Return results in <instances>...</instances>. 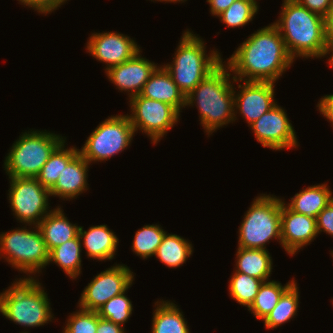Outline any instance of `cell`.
<instances>
[{"label": "cell", "mask_w": 333, "mask_h": 333, "mask_svg": "<svg viewBox=\"0 0 333 333\" xmlns=\"http://www.w3.org/2000/svg\"><path fill=\"white\" fill-rule=\"evenodd\" d=\"M239 45L227 58V63L224 61L235 83H276L295 61L287 51L281 33L273 24L259 28Z\"/></svg>", "instance_id": "obj_1"}, {"label": "cell", "mask_w": 333, "mask_h": 333, "mask_svg": "<svg viewBox=\"0 0 333 333\" xmlns=\"http://www.w3.org/2000/svg\"><path fill=\"white\" fill-rule=\"evenodd\" d=\"M233 82L235 79L223 61L186 96V108L195 104L200 125L208 137L235 122Z\"/></svg>", "instance_id": "obj_2"}, {"label": "cell", "mask_w": 333, "mask_h": 333, "mask_svg": "<svg viewBox=\"0 0 333 333\" xmlns=\"http://www.w3.org/2000/svg\"><path fill=\"white\" fill-rule=\"evenodd\" d=\"M280 16L272 23L296 58H322L326 47L324 17L311 12L296 0H283Z\"/></svg>", "instance_id": "obj_3"}, {"label": "cell", "mask_w": 333, "mask_h": 333, "mask_svg": "<svg viewBox=\"0 0 333 333\" xmlns=\"http://www.w3.org/2000/svg\"><path fill=\"white\" fill-rule=\"evenodd\" d=\"M42 285L38 278H16L8 289L0 293V313L25 328L52 322L54 314L50 299Z\"/></svg>", "instance_id": "obj_4"}, {"label": "cell", "mask_w": 333, "mask_h": 333, "mask_svg": "<svg viewBox=\"0 0 333 333\" xmlns=\"http://www.w3.org/2000/svg\"><path fill=\"white\" fill-rule=\"evenodd\" d=\"M173 61L164 64L185 97L222 62L218 49L207 54L206 44L198 34L186 29L182 33Z\"/></svg>", "instance_id": "obj_5"}, {"label": "cell", "mask_w": 333, "mask_h": 333, "mask_svg": "<svg viewBox=\"0 0 333 333\" xmlns=\"http://www.w3.org/2000/svg\"><path fill=\"white\" fill-rule=\"evenodd\" d=\"M66 137L47 130L22 132L4 160L8 177L36 178L53 151Z\"/></svg>", "instance_id": "obj_6"}, {"label": "cell", "mask_w": 333, "mask_h": 333, "mask_svg": "<svg viewBox=\"0 0 333 333\" xmlns=\"http://www.w3.org/2000/svg\"><path fill=\"white\" fill-rule=\"evenodd\" d=\"M282 198L271 194H260L254 198L244 213L238 228V247L267 250L270 240L281 241Z\"/></svg>", "instance_id": "obj_7"}, {"label": "cell", "mask_w": 333, "mask_h": 333, "mask_svg": "<svg viewBox=\"0 0 333 333\" xmlns=\"http://www.w3.org/2000/svg\"><path fill=\"white\" fill-rule=\"evenodd\" d=\"M1 257L11 267L27 275L21 278L35 279L47 266L49 259V251L39 227L25 225L0 233Z\"/></svg>", "instance_id": "obj_8"}, {"label": "cell", "mask_w": 333, "mask_h": 333, "mask_svg": "<svg viewBox=\"0 0 333 333\" xmlns=\"http://www.w3.org/2000/svg\"><path fill=\"white\" fill-rule=\"evenodd\" d=\"M134 135L135 130L127 114L111 115L90 133L79 153L90 164L105 162L126 150Z\"/></svg>", "instance_id": "obj_9"}, {"label": "cell", "mask_w": 333, "mask_h": 333, "mask_svg": "<svg viewBox=\"0 0 333 333\" xmlns=\"http://www.w3.org/2000/svg\"><path fill=\"white\" fill-rule=\"evenodd\" d=\"M10 189L8 201L13 216L25 225L38 226L53 209L49 203L51 193L37 178L8 177Z\"/></svg>", "instance_id": "obj_10"}, {"label": "cell", "mask_w": 333, "mask_h": 333, "mask_svg": "<svg viewBox=\"0 0 333 333\" xmlns=\"http://www.w3.org/2000/svg\"><path fill=\"white\" fill-rule=\"evenodd\" d=\"M131 114L127 116L135 133H145L154 145L163 139L180 120V113L171 105L135 95L128 99Z\"/></svg>", "instance_id": "obj_11"}, {"label": "cell", "mask_w": 333, "mask_h": 333, "mask_svg": "<svg viewBox=\"0 0 333 333\" xmlns=\"http://www.w3.org/2000/svg\"><path fill=\"white\" fill-rule=\"evenodd\" d=\"M134 274L125 264H115L101 271L84 288L77 306L87 311H98L107 301L133 284Z\"/></svg>", "instance_id": "obj_12"}, {"label": "cell", "mask_w": 333, "mask_h": 333, "mask_svg": "<svg viewBox=\"0 0 333 333\" xmlns=\"http://www.w3.org/2000/svg\"><path fill=\"white\" fill-rule=\"evenodd\" d=\"M250 129L264 148L280 151L299 146L295 129L285 109L278 104L252 123Z\"/></svg>", "instance_id": "obj_13"}, {"label": "cell", "mask_w": 333, "mask_h": 333, "mask_svg": "<svg viewBox=\"0 0 333 333\" xmlns=\"http://www.w3.org/2000/svg\"><path fill=\"white\" fill-rule=\"evenodd\" d=\"M242 83H238L237 88L240 91H236L234 86V120L237 119L239 113L244 120L246 119L249 127L277 104L274 99L275 83L258 81H243Z\"/></svg>", "instance_id": "obj_14"}, {"label": "cell", "mask_w": 333, "mask_h": 333, "mask_svg": "<svg viewBox=\"0 0 333 333\" xmlns=\"http://www.w3.org/2000/svg\"><path fill=\"white\" fill-rule=\"evenodd\" d=\"M130 36L118 32H94L88 38L86 50L96 60L105 63V71L131 59L142 50Z\"/></svg>", "instance_id": "obj_15"}, {"label": "cell", "mask_w": 333, "mask_h": 333, "mask_svg": "<svg viewBox=\"0 0 333 333\" xmlns=\"http://www.w3.org/2000/svg\"><path fill=\"white\" fill-rule=\"evenodd\" d=\"M282 198L281 206V241L282 248L294 256L300 249L310 245L318 236L316 218L299 214L291 210Z\"/></svg>", "instance_id": "obj_16"}, {"label": "cell", "mask_w": 333, "mask_h": 333, "mask_svg": "<svg viewBox=\"0 0 333 333\" xmlns=\"http://www.w3.org/2000/svg\"><path fill=\"white\" fill-rule=\"evenodd\" d=\"M141 53L140 50L131 59L105 71L108 80L120 92H126L129 98L140 94L151 74L159 66Z\"/></svg>", "instance_id": "obj_17"}, {"label": "cell", "mask_w": 333, "mask_h": 333, "mask_svg": "<svg viewBox=\"0 0 333 333\" xmlns=\"http://www.w3.org/2000/svg\"><path fill=\"white\" fill-rule=\"evenodd\" d=\"M90 163L78 153L59 175L55 186L50 190L51 196L61 200L76 199L89 189L88 168Z\"/></svg>", "instance_id": "obj_18"}, {"label": "cell", "mask_w": 333, "mask_h": 333, "mask_svg": "<svg viewBox=\"0 0 333 333\" xmlns=\"http://www.w3.org/2000/svg\"><path fill=\"white\" fill-rule=\"evenodd\" d=\"M83 229V226L79 225L78 235L82 247L85 248L86 256L92 258L93 261L113 260L119 245V239L115 232L106 224L93 225L88 230Z\"/></svg>", "instance_id": "obj_19"}, {"label": "cell", "mask_w": 333, "mask_h": 333, "mask_svg": "<svg viewBox=\"0 0 333 333\" xmlns=\"http://www.w3.org/2000/svg\"><path fill=\"white\" fill-rule=\"evenodd\" d=\"M140 95L173 106L179 113L186 107V97L164 66L159 65L143 86Z\"/></svg>", "instance_id": "obj_20"}, {"label": "cell", "mask_w": 333, "mask_h": 333, "mask_svg": "<svg viewBox=\"0 0 333 333\" xmlns=\"http://www.w3.org/2000/svg\"><path fill=\"white\" fill-rule=\"evenodd\" d=\"M63 211L57 206L38 224L48 251L78 235L79 226L71 223Z\"/></svg>", "instance_id": "obj_21"}, {"label": "cell", "mask_w": 333, "mask_h": 333, "mask_svg": "<svg viewBox=\"0 0 333 333\" xmlns=\"http://www.w3.org/2000/svg\"><path fill=\"white\" fill-rule=\"evenodd\" d=\"M333 192L327 183L311 185L296 193L289 203H285L296 213L312 217L317 215L331 202Z\"/></svg>", "instance_id": "obj_22"}, {"label": "cell", "mask_w": 333, "mask_h": 333, "mask_svg": "<svg viewBox=\"0 0 333 333\" xmlns=\"http://www.w3.org/2000/svg\"><path fill=\"white\" fill-rule=\"evenodd\" d=\"M235 272L247 274L263 282L272 274L273 260L268 250L237 248Z\"/></svg>", "instance_id": "obj_23"}, {"label": "cell", "mask_w": 333, "mask_h": 333, "mask_svg": "<svg viewBox=\"0 0 333 333\" xmlns=\"http://www.w3.org/2000/svg\"><path fill=\"white\" fill-rule=\"evenodd\" d=\"M154 305L151 333H190L183 312L173 301L160 299Z\"/></svg>", "instance_id": "obj_24"}, {"label": "cell", "mask_w": 333, "mask_h": 333, "mask_svg": "<svg viewBox=\"0 0 333 333\" xmlns=\"http://www.w3.org/2000/svg\"><path fill=\"white\" fill-rule=\"evenodd\" d=\"M83 249L79 235H77L75 238L50 250L47 265H50V262L55 263L59 268L63 269L62 271L71 280H77V277L82 272L81 253Z\"/></svg>", "instance_id": "obj_25"}, {"label": "cell", "mask_w": 333, "mask_h": 333, "mask_svg": "<svg viewBox=\"0 0 333 333\" xmlns=\"http://www.w3.org/2000/svg\"><path fill=\"white\" fill-rule=\"evenodd\" d=\"M193 251V245L188 239L177 234L166 233L154 257L168 268L176 269L186 263Z\"/></svg>", "instance_id": "obj_26"}, {"label": "cell", "mask_w": 333, "mask_h": 333, "mask_svg": "<svg viewBox=\"0 0 333 333\" xmlns=\"http://www.w3.org/2000/svg\"><path fill=\"white\" fill-rule=\"evenodd\" d=\"M293 278L284 286L276 280L263 282L251 306L247 309L257 320H264L277 305L282 294L295 282Z\"/></svg>", "instance_id": "obj_27"}, {"label": "cell", "mask_w": 333, "mask_h": 333, "mask_svg": "<svg viewBox=\"0 0 333 333\" xmlns=\"http://www.w3.org/2000/svg\"><path fill=\"white\" fill-rule=\"evenodd\" d=\"M64 140L51 154L50 158L43 165L37 180L49 191L55 186L63 168L79 153L75 146L66 148Z\"/></svg>", "instance_id": "obj_28"}, {"label": "cell", "mask_w": 333, "mask_h": 333, "mask_svg": "<svg viewBox=\"0 0 333 333\" xmlns=\"http://www.w3.org/2000/svg\"><path fill=\"white\" fill-rule=\"evenodd\" d=\"M299 294V287L295 281L282 294L277 305L263 320L266 329H275L285 323H288L292 318L297 316L300 299Z\"/></svg>", "instance_id": "obj_29"}, {"label": "cell", "mask_w": 333, "mask_h": 333, "mask_svg": "<svg viewBox=\"0 0 333 333\" xmlns=\"http://www.w3.org/2000/svg\"><path fill=\"white\" fill-rule=\"evenodd\" d=\"M166 233L159 224H146L135 232L131 250L142 260H147L155 255Z\"/></svg>", "instance_id": "obj_30"}, {"label": "cell", "mask_w": 333, "mask_h": 333, "mask_svg": "<svg viewBox=\"0 0 333 333\" xmlns=\"http://www.w3.org/2000/svg\"><path fill=\"white\" fill-rule=\"evenodd\" d=\"M262 283L263 281L258 278L234 271L229 280V295L238 304L248 309L253 303Z\"/></svg>", "instance_id": "obj_31"}, {"label": "cell", "mask_w": 333, "mask_h": 333, "mask_svg": "<svg viewBox=\"0 0 333 333\" xmlns=\"http://www.w3.org/2000/svg\"><path fill=\"white\" fill-rule=\"evenodd\" d=\"M258 5L256 0H236L217 17L228 28L243 27L253 21L259 11Z\"/></svg>", "instance_id": "obj_32"}, {"label": "cell", "mask_w": 333, "mask_h": 333, "mask_svg": "<svg viewBox=\"0 0 333 333\" xmlns=\"http://www.w3.org/2000/svg\"><path fill=\"white\" fill-rule=\"evenodd\" d=\"M131 286L132 284L123 293L116 295L101 306L97 311L99 317L125 327L124 324L129 320L133 311V304L126 295Z\"/></svg>", "instance_id": "obj_33"}, {"label": "cell", "mask_w": 333, "mask_h": 333, "mask_svg": "<svg viewBox=\"0 0 333 333\" xmlns=\"http://www.w3.org/2000/svg\"><path fill=\"white\" fill-rule=\"evenodd\" d=\"M65 322L62 333H96L98 327L97 311H87L79 308L71 313Z\"/></svg>", "instance_id": "obj_34"}, {"label": "cell", "mask_w": 333, "mask_h": 333, "mask_svg": "<svg viewBox=\"0 0 333 333\" xmlns=\"http://www.w3.org/2000/svg\"><path fill=\"white\" fill-rule=\"evenodd\" d=\"M24 7L37 11V13L47 15L59 9L60 6L65 4L68 0H17Z\"/></svg>", "instance_id": "obj_35"}, {"label": "cell", "mask_w": 333, "mask_h": 333, "mask_svg": "<svg viewBox=\"0 0 333 333\" xmlns=\"http://www.w3.org/2000/svg\"><path fill=\"white\" fill-rule=\"evenodd\" d=\"M316 228L318 235L321 232L333 237V199L331 202L317 215Z\"/></svg>", "instance_id": "obj_36"}, {"label": "cell", "mask_w": 333, "mask_h": 333, "mask_svg": "<svg viewBox=\"0 0 333 333\" xmlns=\"http://www.w3.org/2000/svg\"><path fill=\"white\" fill-rule=\"evenodd\" d=\"M299 4L303 5L311 12L325 17L330 9L333 0H296Z\"/></svg>", "instance_id": "obj_37"}, {"label": "cell", "mask_w": 333, "mask_h": 333, "mask_svg": "<svg viewBox=\"0 0 333 333\" xmlns=\"http://www.w3.org/2000/svg\"><path fill=\"white\" fill-rule=\"evenodd\" d=\"M316 107H318L317 110L320 112V115L322 114L332 124L331 126H333V94L321 97Z\"/></svg>", "instance_id": "obj_38"}, {"label": "cell", "mask_w": 333, "mask_h": 333, "mask_svg": "<svg viewBox=\"0 0 333 333\" xmlns=\"http://www.w3.org/2000/svg\"><path fill=\"white\" fill-rule=\"evenodd\" d=\"M96 333H125V328L112 321L101 318L98 315V327Z\"/></svg>", "instance_id": "obj_39"}, {"label": "cell", "mask_w": 333, "mask_h": 333, "mask_svg": "<svg viewBox=\"0 0 333 333\" xmlns=\"http://www.w3.org/2000/svg\"><path fill=\"white\" fill-rule=\"evenodd\" d=\"M236 0H206L210 6V14L217 17L219 14L229 8Z\"/></svg>", "instance_id": "obj_40"}, {"label": "cell", "mask_w": 333, "mask_h": 333, "mask_svg": "<svg viewBox=\"0 0 333 333\" xmlns=\"http://www.w3.org/2000/svg\"><path fill=\"white\" fill-rule=\"evenodd\" d=\"M324 27L326 44H333V2L327 15L324 17Z\"/></svg>", "instance_id": "obj_41"}, {"label": "cell", "mask_w": 333, "mask_h": 333, "mask_svg": "<svg viewBox=\"0 0 333 333\" xmlns=\"http://www.w3.org/2000/svg\"><path fill=\"white\" fill-rule=\"evenodd\" d=\"M330 54V55H329ZM326 55H329L328 64L329 67L333 69V44H327L325 50L323 51L322 57L324 58Z\"/></svg>", "instance_id": "obj_42"}, {"label": "cell", "mask_w": 333, "mask_h": 333, "mask_svg": "<svg viewBox=\"0 0 333 333\" xmlns=\"http://www.w3.org/2000/svg\"><path fill=\"white\" fill-rule=\"evenodd\" d=\"M151 1H153V2H154V1H157V2L160 1V2H165V3H166V2H167V3L169 2V3H174V4H175V3H177V2H178V3H179V2L184 3V2H186L187 0H151Z\"/></svg>", "instance_id": "obj_43"}]
</instances>
